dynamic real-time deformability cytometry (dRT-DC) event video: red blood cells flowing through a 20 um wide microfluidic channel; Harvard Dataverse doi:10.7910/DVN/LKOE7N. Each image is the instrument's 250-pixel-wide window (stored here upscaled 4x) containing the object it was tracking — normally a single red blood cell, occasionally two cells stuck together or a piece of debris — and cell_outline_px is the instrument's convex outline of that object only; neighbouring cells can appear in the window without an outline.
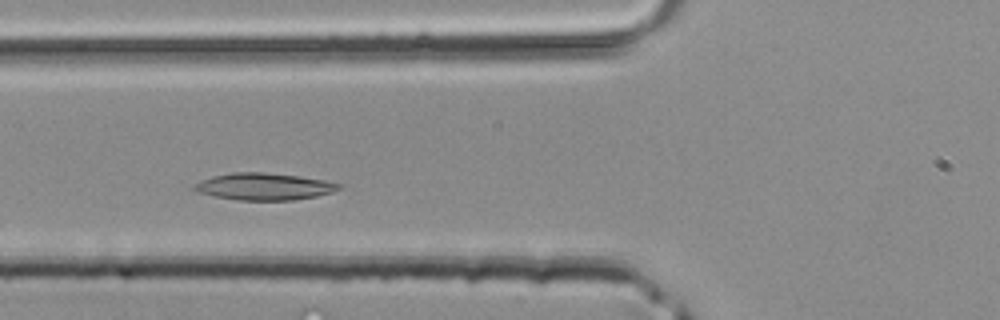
{"species": "common noctule bat (a hibernating species)", "species_latin": "Nyctalus noctula", "temperature_condition": "room temperature", "stored_images_in_passage": 13, "camera_frame_rate_fps": 3000, "um_per_image_px": 0.085, "animal": {"sex": "male", "body_mass_g": 20.4}, "frame": {"image": 1, "passage_image": 10, "time_ms": 3.0, "image_size_px": [1000, 320], "cell_outline_px": [[344, 184], [340, 188], [332, 192], [316, 196], [292, 200], [236, 200], [196, 192], [192, 188], [192, 184], [200, 180], [212, 176], [232, 172], [264, 172], [296, 176], [324, 180]], "centroid_in_image_um": [22.4, 15.85], "position_along_channel_um": 103.4, "area_um2": 22.77}}
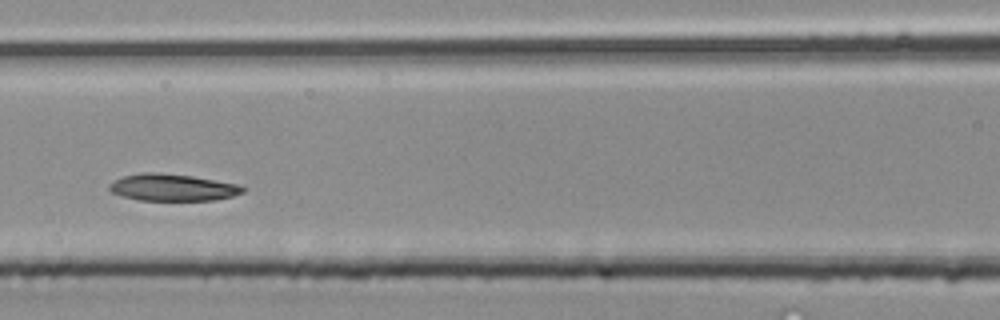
{"frame": {"image": 2, "passage_image": 13, "time_ms": 4.0, "image_size_px": [1000, 320], "cell_outline_px": [[244, 192], [232, 196], [212, 200], [140, 200], [124, 196], [112, 192], [108, 188], [108, 184], [124, 176], [140, 172], [160, 172], [192, 176], [240, 184], [244, 188]], "centroid_in_image_um": [14.67, 15.92], "position_along_channel_um": 151.9, "area_um2": 20.87}}